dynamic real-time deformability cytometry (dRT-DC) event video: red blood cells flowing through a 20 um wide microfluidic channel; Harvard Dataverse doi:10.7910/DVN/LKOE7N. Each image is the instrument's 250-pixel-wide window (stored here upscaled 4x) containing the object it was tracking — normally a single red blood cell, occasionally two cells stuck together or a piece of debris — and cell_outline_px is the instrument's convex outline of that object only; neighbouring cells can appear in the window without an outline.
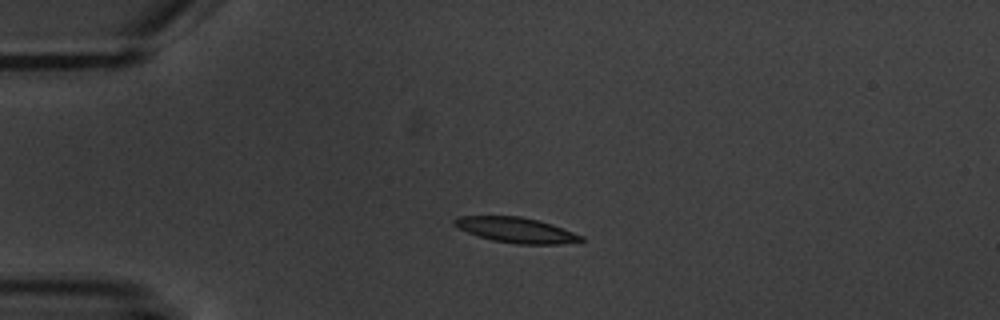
{"species": "common noctule bat (a hibernating species)", "species_latin": "Nyctalus noctula", "temperature_condition": "warm", "stored_images_in_passage": 2, "camera_frame_rate_fps": 3000, "um_per_image_px": 0.085, "animal": {"sex": "male", "body_mass_g": 20.1, "forearm_length_mm": 53.5}, "frame": {"image": 1, "passage_image": 1, "time_ms": 0.0, "image_size_px": [1000, 320], "cell_outline_px": [[584, 240], [560, 244], [516, 244], [492, 240], [468, 232], [452, 224], [452, 220], [456, 216], [520, 216], [540, 220], [552, 224], [584, 236]], "centroid_in_image_um": [43.87, 19.54], "position_along_channel_um": 41.1, "area_um2": 18.67}}